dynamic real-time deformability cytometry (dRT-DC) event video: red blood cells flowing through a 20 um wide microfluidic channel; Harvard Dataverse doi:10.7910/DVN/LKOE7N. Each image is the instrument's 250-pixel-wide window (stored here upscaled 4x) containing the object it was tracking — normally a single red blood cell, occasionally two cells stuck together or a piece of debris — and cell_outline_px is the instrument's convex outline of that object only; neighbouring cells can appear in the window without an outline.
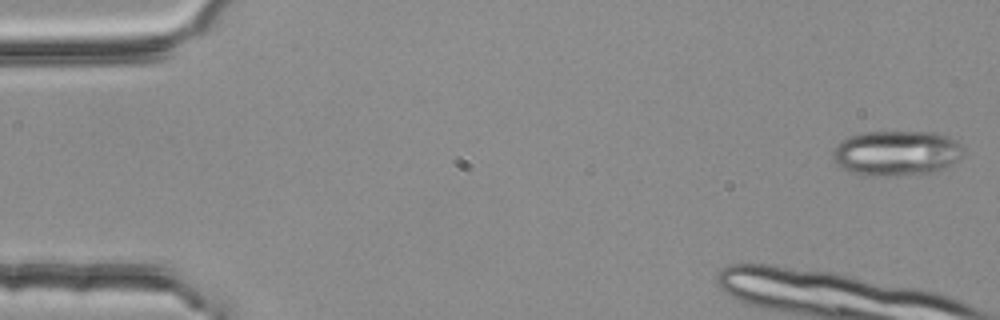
{"species": "common noctule bat (a hibernating species)", "species_latin": "Nyctalus noctula", "temperature_condition": "room temperature", "stored_images_in_passage": 4, "camera_frame_rate_fps": 3000, "um_per_image_px": 0.085, "animal": {"sex": "female", "body_mass_g": 25.1}, "frame": {"image": 1, "passage_image": 1, "time_ms": 0.0, "image_size_px": [1000, 320], "cell_outline_px": [[960, 156], [956, 160], [944, 168], [936, 172], [888, 176], [864, 176], [852, 172], [836, 164], [832, 156], [832, 152], [836, 144], [840, 140], [848, 136], [864, 132], [932, 132], [948, 136], [960, 144]], "centroid_in_image_um": [76.12, 13.01], "position_along_channel_um": 8.9, "area_um2": 34.28}}